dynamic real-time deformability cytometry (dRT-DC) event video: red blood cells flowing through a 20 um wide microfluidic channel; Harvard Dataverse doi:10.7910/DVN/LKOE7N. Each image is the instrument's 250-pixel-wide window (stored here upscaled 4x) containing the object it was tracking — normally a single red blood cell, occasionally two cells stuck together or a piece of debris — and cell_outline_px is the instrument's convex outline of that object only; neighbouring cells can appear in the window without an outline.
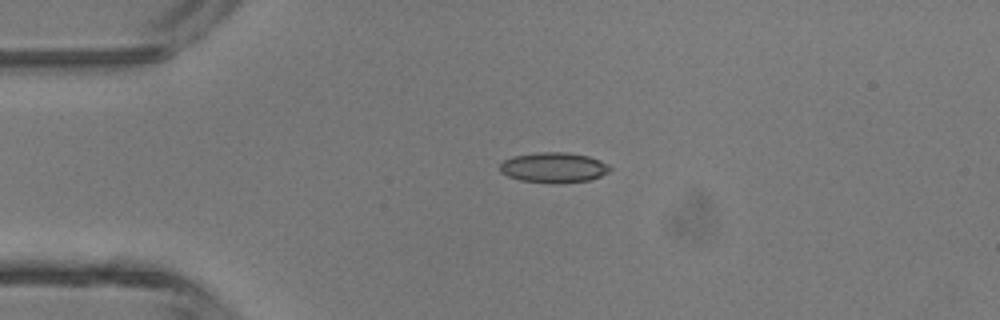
{"species": "common noctule bat (a hibernating species)", "species_latin": "Nyctalus noctula", "temperature_condition": "room temperature", "stored_images_in_passage": 3, "camera_frame_rate_fps": 3000, "um_per_image_px": 0.085, "animal": {"sex": "male", "body_mass_g": 13.3}, "frame": {"image": 1, "passage_image": 2, "time_ms": 0.333, "image_size_px": [1000, 320], "cell_outline_px": [[612, 168], [608, 172], [592, 180], [560, 184], [552, 184], [520, 180], [508, 176], [500, 172], [500, 164], [504, 160], [512, 156], [540, 152], [568, 152], [588, 156], [600, 160], [608, 164]], "centroid_in_image_um": [47.08, 14.25], "position_along_channel_um": 37.9, "area_um2": 19.71}}